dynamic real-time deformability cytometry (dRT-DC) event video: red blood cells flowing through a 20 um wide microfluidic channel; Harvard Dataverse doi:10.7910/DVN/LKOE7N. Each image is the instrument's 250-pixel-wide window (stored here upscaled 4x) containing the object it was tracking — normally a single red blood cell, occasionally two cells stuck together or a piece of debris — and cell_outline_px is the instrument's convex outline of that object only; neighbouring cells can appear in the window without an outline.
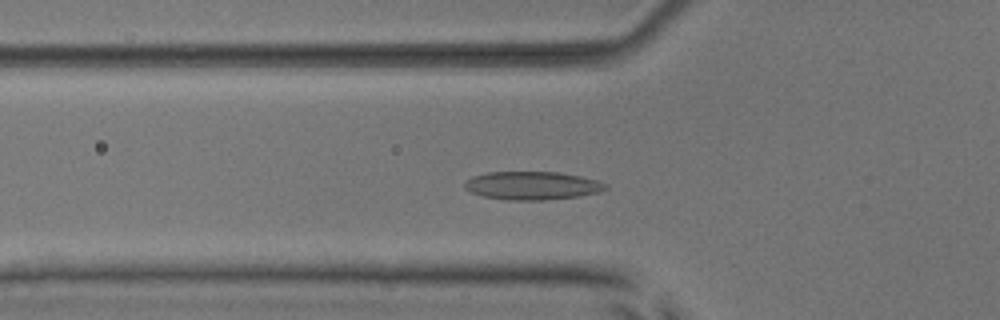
{"species": "common noctule bat (a hibernating species)", "species_latin": "Nyctalus noctula", "temperature_condition": "room temperature", "stored_images_in_passage": 39, "camera_frame_rate_fps": 3000, "um_per_image_px": 0.085, "animal": {"sex": "male", "body_mass_g": 17.9, "forearm_length_mm": 54.2}, "frame": {"image": 1, "passage_image": 12, "time_ms": 3.667, "image_size_px": [1000, 320], "cell_outline_px": [[608, 188], [600, 192], [580, 196], [544, 200], [508, 200], [484, 196], [472, 192], [464, 188], [464, 180], [472, 176], [488, 172], [560, 172], [580, 176], [596, 180], [604, 184]], "centroid_in_image_um": [45.21, 15.77], "position_along_channel_um": 80.6, "area_um2": 23.18}}
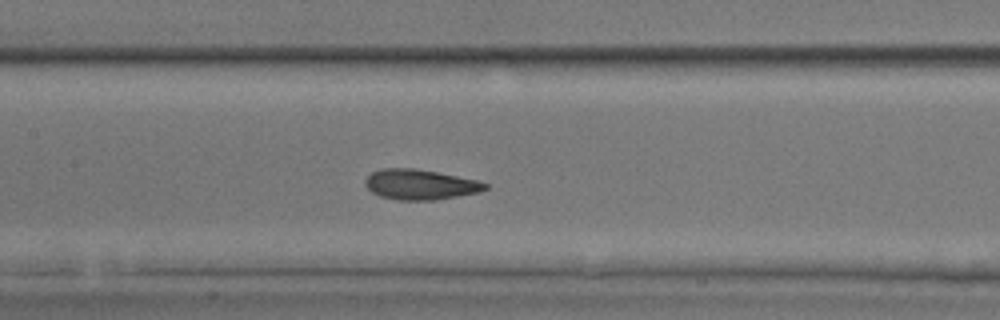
{"frame": {"image": 2, "passage_image": 19, "time_ms": 6.0, "image_size_px": [1000, 320], "cell_outline_px": [[488, 188], [480, 192], [436, 200], [396, 200], [380, 196], [372, 192], [364, 184], [364, 180], [372, 172], [384, 168], [416, 168], [476, 180], [488, 184]], "centroid_in_image_um": [35.7, 15.69], "position_along_channel_um": 171.7, "area_um2": 21.1}}
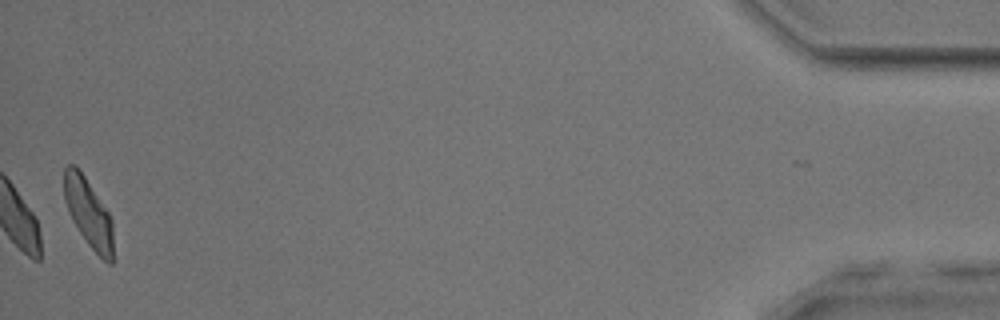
{"frame": {"image": 3, "passage_image": 39, "time_ms": 12.667, "image_size_px": [1000, 320], "cell_outline_px": [[112, 264], [108, 264], [88, 244], [72, 220], [68, 212], [64, 200], [64, 168], [68, 164], [76, 164], [108, 212], [112, 220]], "centroid_in_image_um": [7.49, 18.06], "position_along_channel_um": 427.7, "area_um2": 19.36}, "authors_computed_cell_mechanics": {"area_um2": 21.097, "velocity_mm_per_s": 3.8966, "shape_relaxation_time_tau1_ms": 3.4382, "shape_relaxation_time_tau2_ms": 1.3663, "deformation_change_tau1": 0.118, "deformation_change_tau2": 0.0722}}